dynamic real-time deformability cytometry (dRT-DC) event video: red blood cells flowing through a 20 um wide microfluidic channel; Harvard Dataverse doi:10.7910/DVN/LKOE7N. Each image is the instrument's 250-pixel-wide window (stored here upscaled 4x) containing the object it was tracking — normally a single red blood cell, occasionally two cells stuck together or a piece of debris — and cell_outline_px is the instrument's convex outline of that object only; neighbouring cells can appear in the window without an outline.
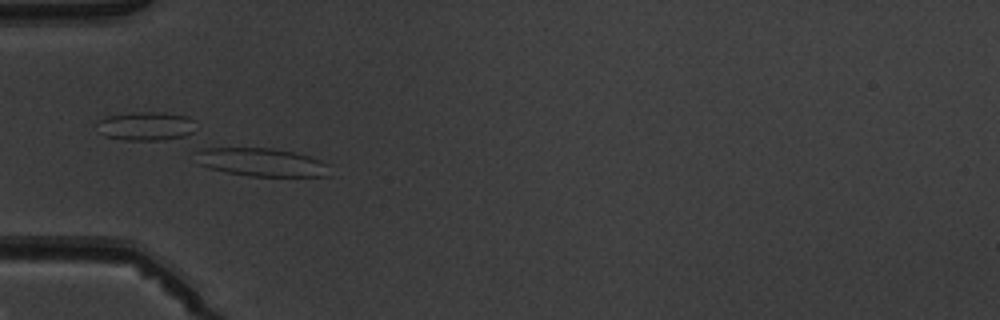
{"species": "common noctule bat (a hibernating species)", "species_latin": "Nyctalus noctula", "temperature_condition": "warm", "stored_images_in_passage": 2, "camera_frame_rate_fps": 3000, "um_per_image_px": 0.085, "animal": {"sex": "male", "body_mass_g": 19.5, "forearm_length_mm": 54.6}, "frame": {"image": 1, "passage_image": 2, "time_ms": 1.333, "image_size_px": [1000, 320], "cell_outline_px": [[328, 176], [248, 176], [224, 172], [208, 168], [200, 164], [192, 152], [200, 148], [272, 148], [292, 152], [308, 156], [320, 160], [328, 164]], "centroid_in_image_um": [22.15, 13.79], "position_along_channel_um": 62.8, "area_um2": 22.08}}